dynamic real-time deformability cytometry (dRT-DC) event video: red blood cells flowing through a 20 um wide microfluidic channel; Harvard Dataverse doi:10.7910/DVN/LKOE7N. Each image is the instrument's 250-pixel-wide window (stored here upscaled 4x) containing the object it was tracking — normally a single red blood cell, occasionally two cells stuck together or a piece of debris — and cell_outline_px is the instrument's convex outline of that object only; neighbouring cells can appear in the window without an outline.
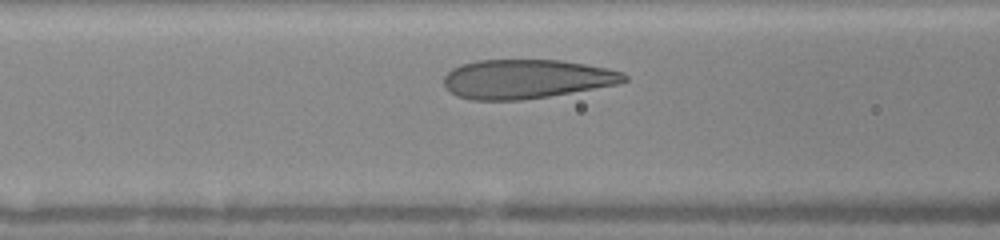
{"species": "human", "species_latin": "Homo sapiens", "temperature_condition": "warm", "stored_images_in_passage": 8, "camera_frame_rate_fps": 3000, "um_per_image_px": 0.085, "donor": {"sex": "female"}, "frame": {"image": 1, "passage_image": 7, "time_ms": 2.333, "image_size_px": [1000, 240], "cell_outline_px": [[628, 80], [620, 84], [548, 96], [520, 100], [472, 100], [456, 96], [444, 84], [444, 76], [452, 68], [460, 64], [476, 60], [560, 60], [608, 68], [624, 72], [628, 76]], "centroid_in_image_um": [44.76, 6.71], "position_along_channel_um": 121.8, "area_um2": 41.21}}